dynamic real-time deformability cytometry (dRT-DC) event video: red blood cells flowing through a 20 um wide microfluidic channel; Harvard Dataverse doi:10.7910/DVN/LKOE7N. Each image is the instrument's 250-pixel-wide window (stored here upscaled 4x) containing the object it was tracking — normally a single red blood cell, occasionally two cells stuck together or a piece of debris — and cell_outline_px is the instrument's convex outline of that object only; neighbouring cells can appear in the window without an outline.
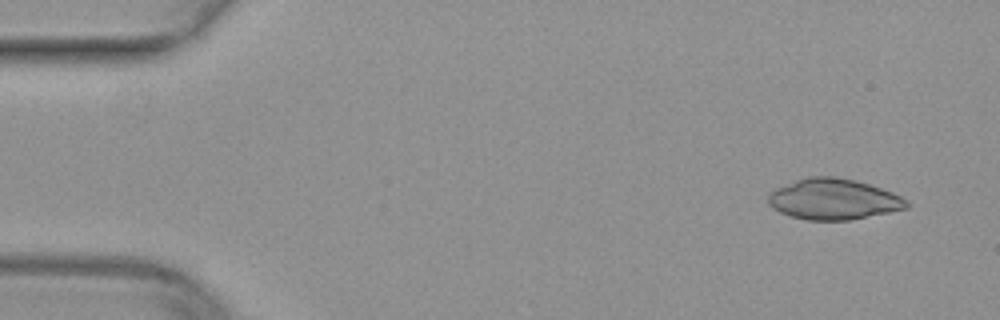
{"species": "common noctule bat (a hibernating species)", "species_latin": "Nyctalus noctula", "temperature_condition": "warm", "stored_images_in_passage": 47, "camera_frame_rate_fps": 3000, "um_per_image_px": 0.085, "animal": {"sex": "female", "body_mass_g": 29.2, "forearm_length_mm": 56.3}, "frame": {"image": 1, "passage_image": 1, "time_ms": 0.0, "image_size_px": [1000, 320], "cell_outline_px": [[912, 204], [908, 208], [848, 220], [808, 220], [792, 216], [780, 212], [772, 208], [768, 204], [768, 196], [776, 188], [796, 180], [808, 176], [836, 176], [868, 184], [892, 192], [908, 200]], "centroid_in_image_um": [70.86, 16.93], "position_along_channel_um": 14.1, "area_um2": 32.71}}